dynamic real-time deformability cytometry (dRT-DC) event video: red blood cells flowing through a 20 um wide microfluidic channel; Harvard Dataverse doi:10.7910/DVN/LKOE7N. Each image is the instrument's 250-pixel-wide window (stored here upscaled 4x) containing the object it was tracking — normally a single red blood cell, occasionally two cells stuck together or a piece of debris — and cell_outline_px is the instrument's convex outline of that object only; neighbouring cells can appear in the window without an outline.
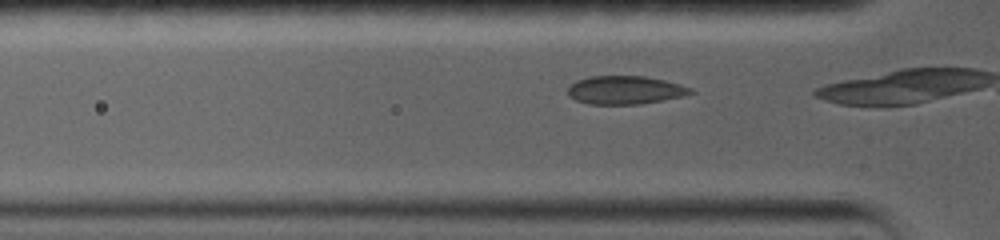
{"species": "common noctule bat (a hibernating species)", "species_latin": "Nyctalus noctula", "temperature_condition": "warm", "stored_images_in_passage": 4, "camera_frame_rate_fps": 5000, "um_per_image_px": 0.085, "animal": {"sex": "female", "body_mass_g": 19.0, "forearm_length_mm": 56.7}, "frame": {"image": 1, "passage_image": 2, "time_ms": 0.4, "image_size_px": [1000, 240], "cell_outline_px": [[696, 92], [684, 96], [640, 104], [588, 104], [576, 100], [568, 96], [568, 88], [576, 80], [588, 76], [644, 76], [664, 80], [680, 84], [692, 88]], "centroid_in_image_um": [53.14, 7.65], "position_along_channel_um": 72.7, "area_um2": 20.35}}